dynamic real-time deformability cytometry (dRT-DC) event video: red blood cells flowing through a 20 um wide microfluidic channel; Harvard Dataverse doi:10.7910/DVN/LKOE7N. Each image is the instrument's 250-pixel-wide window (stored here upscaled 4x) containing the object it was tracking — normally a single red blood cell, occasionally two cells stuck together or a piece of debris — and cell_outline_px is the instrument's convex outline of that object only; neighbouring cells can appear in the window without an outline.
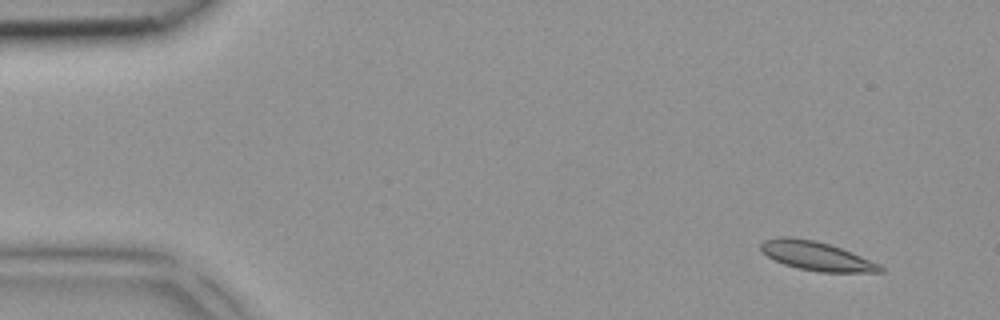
{"species": "common noctule bat (a hibernating species)", "species_latin": "Nyctalus noctula", "temperature_condition": "room temperature", "stored_images_in_passage": 5, "camera_frame_rate_fps": 3000, "um_per_image_px": 0.085, "animal": {"sex": "female", "body_mass_g": 18.4}, "frame": {"image": 1, "passage_image": 1, "time_ms": 0.0, "image_size_px": [1000, 320], "cell_outline_px": [[884, 272], [820, 272], [800, 268], [784, 264], [768, 256], [760, 248], [760, 244], [764, 240], [780, 236], [792, 236], [816, 240], [852, 252], [880, 264], [884, 268]], "centroid_in_image_um": [69.41, 21.74], "position_along_channel_um": 15.6, "area_um2": 20.06}}
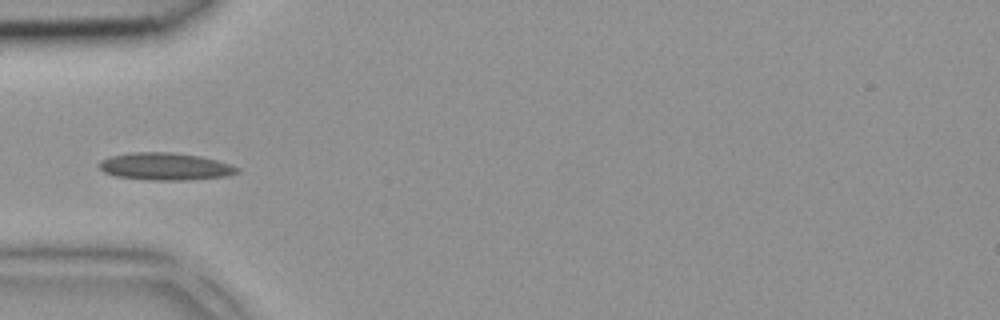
{"frame": {"image": 2, "passage_image": 4, "time_ms": 1.0, "image_size_px": [1000, 320], "cell_outline_px": [[240, 172], [224, 176], [188, 180], [152, 180], [116, 176], [104, 172], [96, 164], [100, 160], [112, 156], [132, 152], [172, 152], [200, 156], [216, 160], [240, 168]], "centroid_in_image_um": [14.02, 14.14], "position_along_channel_um": 71.0, "area_um2": 21.91}}